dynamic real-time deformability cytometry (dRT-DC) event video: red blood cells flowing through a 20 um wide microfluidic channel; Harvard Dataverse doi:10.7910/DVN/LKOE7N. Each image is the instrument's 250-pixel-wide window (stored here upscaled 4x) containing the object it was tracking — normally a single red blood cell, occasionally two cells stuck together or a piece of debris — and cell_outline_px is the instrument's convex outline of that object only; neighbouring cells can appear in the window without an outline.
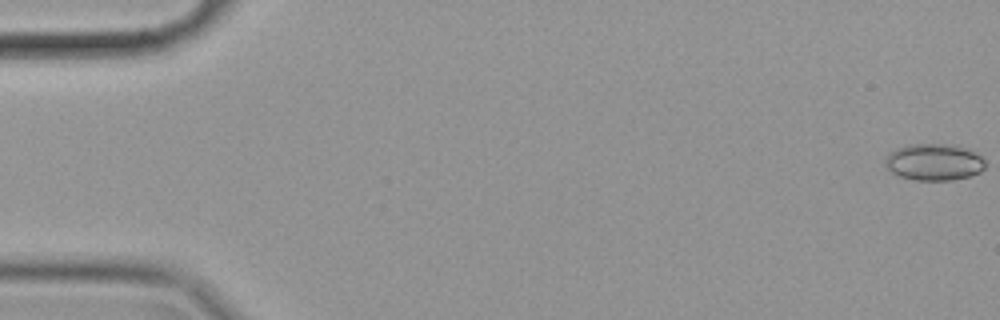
{"species": "common noctule bat (a hibernating species)", "species_latin": "Nyctalus noctula", "temperature_condition": "cold", "stored_images_in_passage": 58, "camera_frame_rate_fps": 3000, "um_per_image_px": 0.085, "animal": {"sex": "female", "body_mass_g": 19.9}, "frame": {"image": 1, "passage_image": 1, "time_ms": 0.0, "image_size_px": [1000, 320], "cell_outline_px": [[984, 168], [980, 172], [968, 176], [952, 180], [916, 180], [900, 176], [892, 172], [884, 164], [884, 160], [888, 152], [896, 148], [912, 144], [944, 144], [968, 148], [980, 156], [984, 160]], "centroid_in_image_um": [79.36, 13.77], "position_along_channel_um": 5.6, "area_um2": 21.33}}
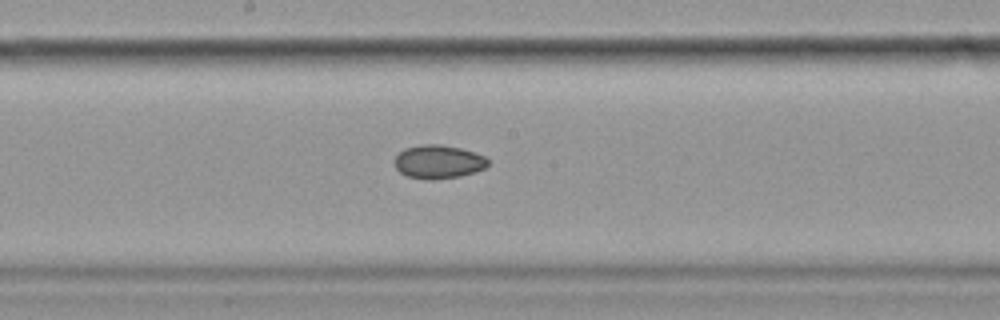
{"frame": {"image": 2, "passage_image": 31, "time_ms": 10.0, "image_size_px": [1000, 320], "cell_outline_px": [[488, 164], [484, 168], [476, 172], [460, 176], [432, 180], [428, 180], [408, 176], [400, 172], [396, 168], [396, 156], [404, 148], [420, 144], [440, 144], [460, 148], [484, 156], [488, 160]], "centroid_in_image_um": [37.26, 13.75], "position_along_channel_um": 210.9, "area_um2": 18.15}}
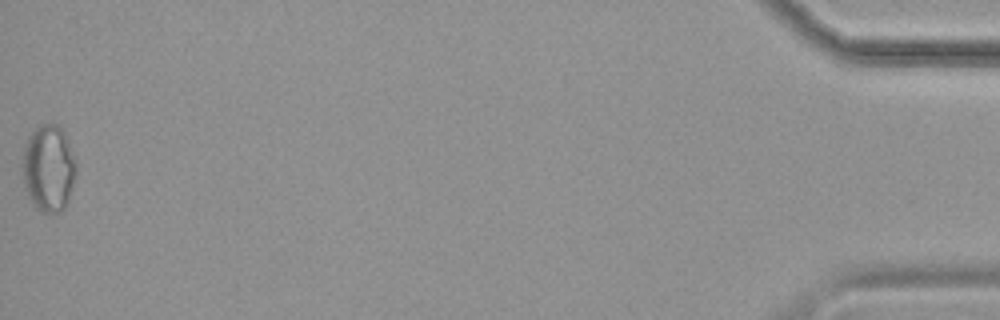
{"frame": {"image": 3, "passage_image": 58, "time_ms": 19.0, "image_size_px": [1000, 320], "cell_outline_px": [[76, 172], [68, 204], [60, 212], [40, 212], [32, 204], [28, 196], [24, 184], [20, 168], [24, 148], [28, 136], [40, 124], [56, 124], [64, 132], [76, 164]], "centroid_in_image_um": [4.1, 14.33], "position_along_channel_um": 431.1, "area_um2": 27.4}, "authors_computed_cell_mechanics": {"area_um2": 19.4786, "velocity_mm_per_s": 3.5166, "shape_relaxation_time_tau1_ms": null, "shape_relaxation_time_tau2_ms": 8.4377, "deformation_change_tau1": null, "deformation_change_tau2": 0.0932}}